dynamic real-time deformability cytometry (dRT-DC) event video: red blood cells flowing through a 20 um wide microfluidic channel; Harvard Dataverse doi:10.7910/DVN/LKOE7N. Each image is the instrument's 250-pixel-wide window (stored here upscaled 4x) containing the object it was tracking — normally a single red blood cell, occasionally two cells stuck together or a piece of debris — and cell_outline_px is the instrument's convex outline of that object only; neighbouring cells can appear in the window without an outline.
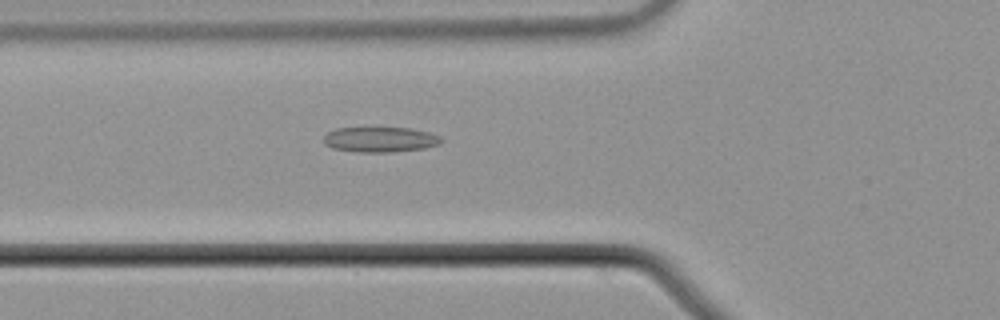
{"species": "common noctule bat (a hibernating species)", "species_latin": "Nyctalus noctula", "temperature_condition": "cold", "stored_images_in_passage": 55, "camera_frame_rate_fps": 3000, "um_per_image_px": 0.085, "animal": {"sex": "male", "body_mass_g": 21.5, "forearm_length_mm": 52.0}, "frame": {"image": 1, "passage_image": 20, "time_ms": 6.333, "image_size_px": [1000, 320], "cell_outline_px": [[444, 140], [440, 144], [424, 148], [392, 152], [360, 152], [332, 148], [324, 144], [324, 136], [328, 132], [336, 128], [412, 128], [428, 132], [440, 136]], "centroid_in_image_um": [32.33, 11.86], "position_along_channel_um": 93.5, "area_um2": 17.28}}
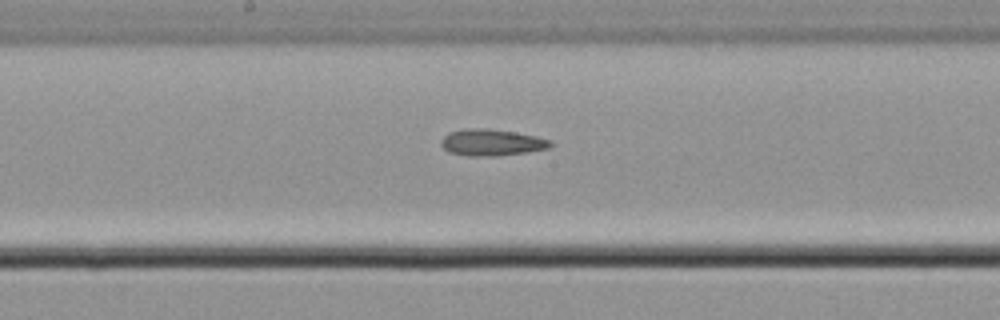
{"frame": {"image": 2, "passage_image": 29, "time_ms": 9.333, "image_size_px": [1000, 320], "cell_outline_px": [[552, 144], [548, 148], [524, 152], [496, 156], [468, 156], [448, 152], [440, 144], [440, 140], [448, 132], [464, 128], [488, 128], [516, 132], [536, 136], [552, 140]], "centroid_in_image_um": [41.75, 12.1], "position_along_channel_um": 206.5, "area_um2": 17.05}}
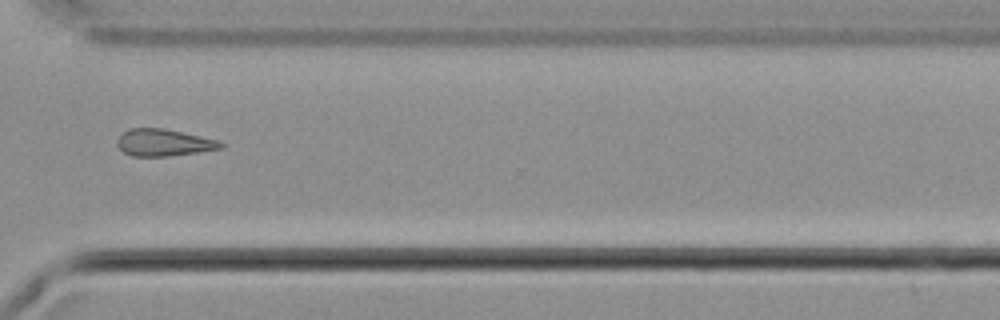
{"frame": {"image": 3, "passage_image": 41, "time_ms": 13.333, "image_size_px": [1000, 320], "cell_outline_px": [[224, 148], [168, 156], [132, 156], [124, 152], [116, 144], [116, 140], [128, 128], [164, 128], [200, 136], [216, 140], [224, 144]], "centroid_in_image_um": [13.89, 12.12], "position_along_channel_um": 356.7, "area_um2": 16.13}, "authors_computed_cell_mechanics": {"area_um2": 17.051, "velocity_mm_per_s": 3.7467, "shape_relaxation_time_tau1_ms": 10.0544, "shape_relaxation_time_tau2_ms": 5.7368, "deformation_change_tau1": 0.1406, "deformation_change_tau2": 0.1541}}